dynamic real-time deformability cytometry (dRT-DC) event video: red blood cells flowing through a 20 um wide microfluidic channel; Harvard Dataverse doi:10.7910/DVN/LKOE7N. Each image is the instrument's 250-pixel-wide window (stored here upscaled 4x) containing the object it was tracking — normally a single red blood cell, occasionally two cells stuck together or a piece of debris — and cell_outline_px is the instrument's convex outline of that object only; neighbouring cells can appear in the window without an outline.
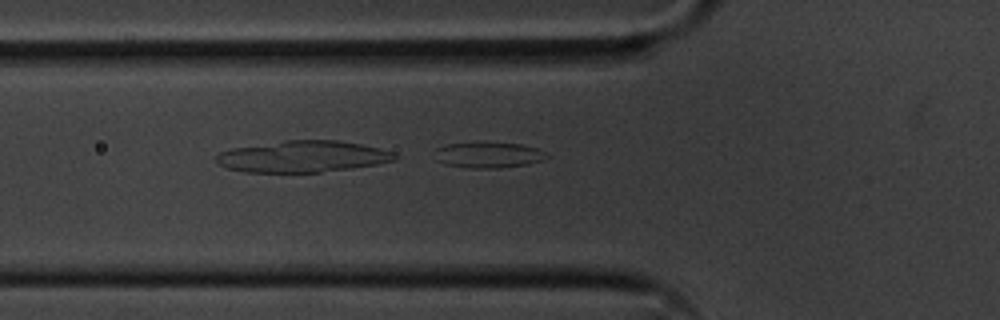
{"species": "common noctule bat (a hibernating species)", "species_latin": "Nyctalus noctula", "temperature_condition": "cold", "stored_images_in_passage": 54, "camera_frame_rate_fps": 3000, "um_per_image_px": 0.085, "animal": {"sex": "male", "body_mass_g": 20.1, "forearm_length_mm": 53.5}, "frame": {"image": 1, "passage_image": 19, "time_ms": 6.0, "image_size_px": [1000, 320], "cell_outline_px": [[548, 156], [544, 160], [528, 164], [500, 168], [468, 168], [444, 164], [436, 160], [436, 148], [448, 144], [476, 140], [484, 140], [520, 144], [536, 148], [544, 152]], "centroid_in_image_um": [41.48, 13.14], "position_along_channel_um": 84.3, "area_um2": 17.46}}
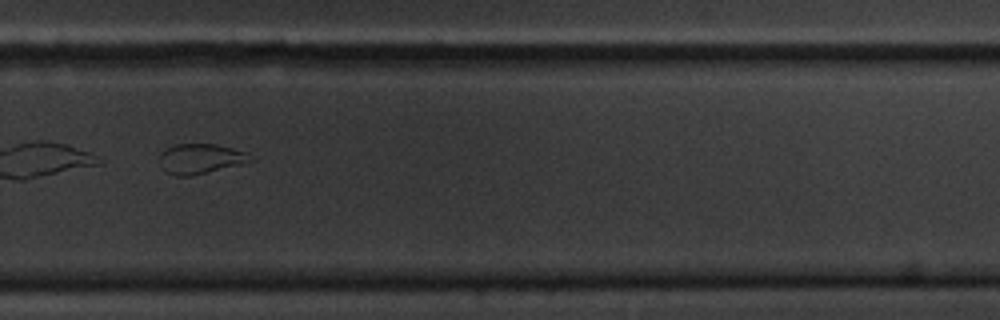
{"frame": {"image": 2, "passage_image": 38, "time_ms": 12.333, "image_size_px": [1000, 320], "cell_outline_px": [[256, 160], [240, 164], [188, 176], [176, 176], [164, 172], [160, 156], [160, 152], [176, 144], [216, 144], [248, 152]], "centroid_in_image_um": [17.07, 13.48], "position_along_channel_um": 312.7, "area_um2": 15.72}}
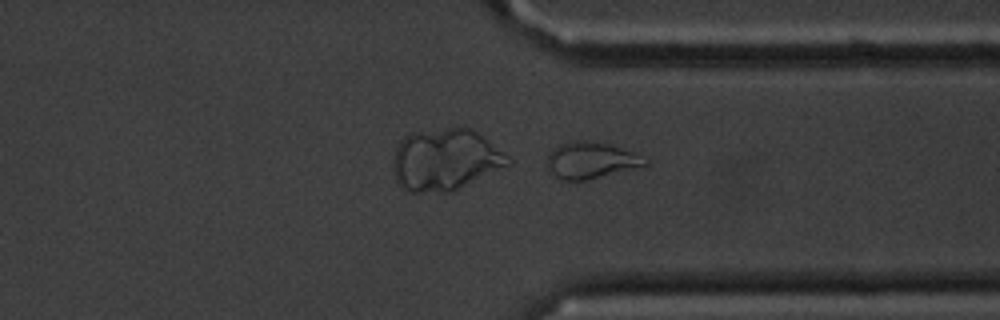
{"frame": {"image": 3, "passage_image": 42, "time_ms": 13.667, "image_size_px": [1000, 320], "cell_outline_px": [[648, 164], [584, 180], [564, 180], [556, 176], [552, 172], [548, 164], [548, 152], [552, 148], [560, 144], [576, 140], [584, 140], [608, 144], [632, 152], [648, 160]], "centroid_in_image_um": [50.18, 13.6], "position_along_channel_um": 361.2, "area_um2": 20.11}}